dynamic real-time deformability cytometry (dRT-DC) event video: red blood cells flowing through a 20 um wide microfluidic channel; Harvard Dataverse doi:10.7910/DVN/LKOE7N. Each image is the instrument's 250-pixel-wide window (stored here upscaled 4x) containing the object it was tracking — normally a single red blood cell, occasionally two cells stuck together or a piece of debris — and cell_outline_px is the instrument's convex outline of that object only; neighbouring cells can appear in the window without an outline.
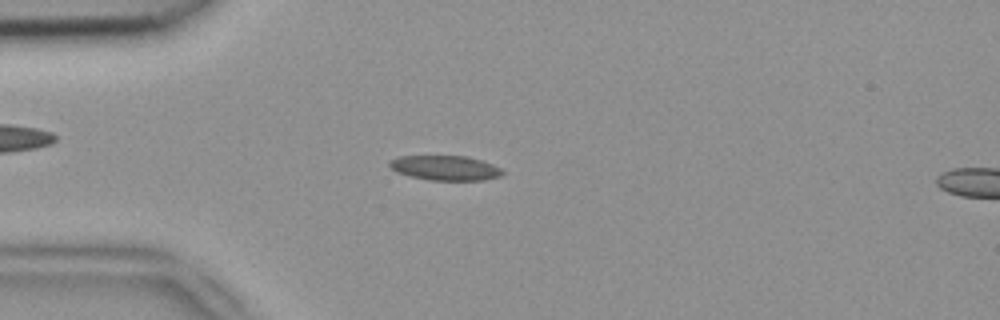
{"species": "common noctule bat (a hibernating species)", "species_latin": "Nyctalus noctula", "temperature_condition": "room temperature", "stored_images_in_passage": 51, "camera_frame_rate_fps": 3000, "um_per_image_px": 0.085, "animal": {"sex": "female", "body_mass_g": 18.4}, "frame": {"image": 1, "passage_image": 13, "time_ms": 4.0, "image_size_px": [1000, 320], "cell_outline_px": [[504, 172], [500, 176], [484, 180], [428, 180], [396, 172], [388, 164], [388, 160], [400, 156], [468, 156], [492, 164], [500, 168]], "centroid_in_image_um": [37.83, 14.27], "position_along_channel_um": 47.2, "area_um2": 16.24}}
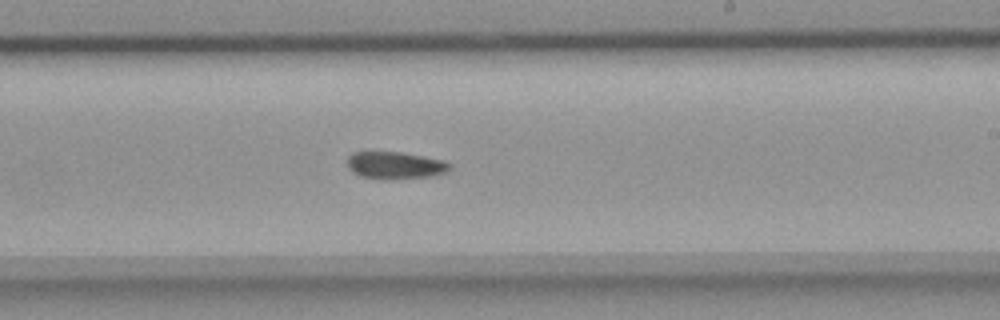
{"frame": {"image": 2, "passage_image": 30, "time_ms": 9.667, "image_size_px": [1000, 320], "cell_outline_px": [[452, 168], [444, 172], [432, 176], [384, 180], [360, 176], [352, 172], [348, 168], [348, 156], [352, 152], [400, 152], [424, 156], [444, 160], [452, 164]], "centroid_in_image_um": [33.59, 14.05], "position_along_channel_um": 255.4, "area_um2": 16.42}}
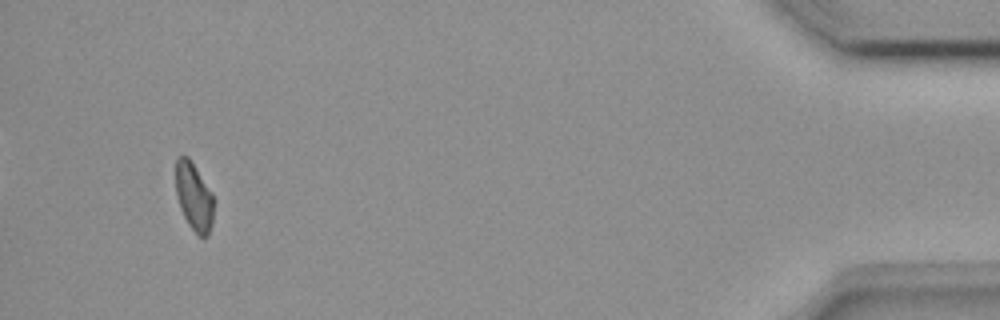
{"frame": {"image": 3, "passage_image": 48, "time_ms": 15.667, "image_size_px": [1000, 320], "cell_outline_px": [[212, 224], [208, 236], [204, 240], [188, 224], [180, 208], [176, 196], [176, 156], [188, 156], [212, 192]], "centroid_in_image_um": [16.47, 16.72], "position_along_channel_um": 418.7, "area_um2": 14.97}}